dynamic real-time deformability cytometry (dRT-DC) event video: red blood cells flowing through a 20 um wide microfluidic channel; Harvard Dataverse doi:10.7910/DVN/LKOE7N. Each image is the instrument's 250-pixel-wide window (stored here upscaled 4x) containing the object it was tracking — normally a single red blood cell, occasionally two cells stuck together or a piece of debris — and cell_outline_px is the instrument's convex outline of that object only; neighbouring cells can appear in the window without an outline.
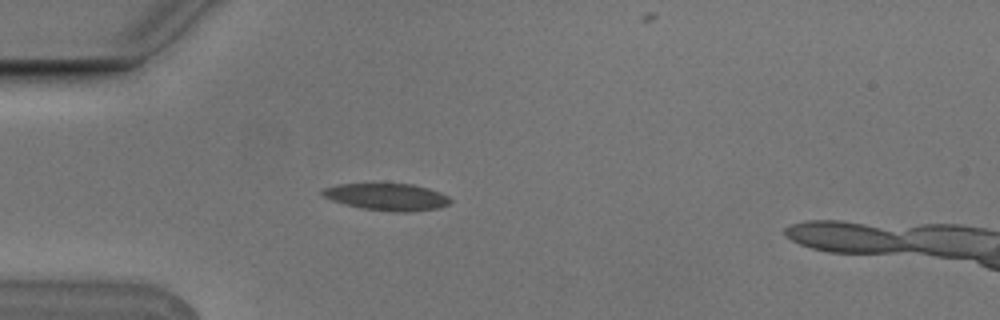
{"species": "Egyptian fruit bat (a non-hibernating species)", "species_latin": "Rousettus aegyptiacus", "temperature_condition": "cold", "stored_images_in_passage": 4, "camera_frame_rate_fps": 3000, "um_per_image_px": 0.085, "animal": {"sex": "male"}, "frame": {"image": 1, "passage_image": 3, "time_ms": 0.667, "image_size_px": [1000, 320], "cell_outline_px": [[452, 200], [448, 204], [440, 208], [404, 212], [396, 212], [364, 208], [344, 204], [332, 200], [324, 196], [320, 192], [324, 188], [340, 184], [412, 184], [428, 188], [440, 192], [448, 196]], "centroid_in_image_um": [32.92, 16.73], "position_along_channel_um": 52.1, "area_um2": 19.88}}